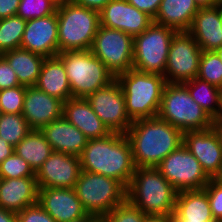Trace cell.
I'll use <instances>...</instances> for the list:
<instances>
[{"label":"cell","instance_id":"46","mask_svg":"<svg viewBox=\"0 0 222 222\" xmlns=\"http://www.w3.org/2000/svg\"><path fill=\"white\" fill-rule=\"evenodd\" d=\"M222 0H194L199 8H209L217 6Z\"/></svg>","mask_w":222,"mask_h":222},{"label":"cell","instance_id":"4","mask_svg":"<svg viewBox=\"0 0 222 222\" xmlns=\"http://www.w3.org/2000/svg\"><path fill=\"white\" fill-rule=\"evenodd\" d=\"M132 121L158 115L166 81L163 75L130 69L116 76Z\"/></svg>","mask_w":222,"mask_h":222},{"label":"cell","instance_id":"14","mask_svg":"<svg viewBox=\"0 0 222 222\" xmlns=\"http://www.w3.org/2000/svg\"><path fill=\"white\" fill-rule=\"evenodd\" d=\"M183 145L200 162L205 173L215 179L222 167V140L217 129L213 126L206 130L184 132Z\"/></svg>","mask_w":222,"mask_h":222},{"label":"cell","instance_id":"20","mask_svg":"<svg viewBox=\"0 0 222 222\" xmlns=\"http://www.w3.org/2000/svg\"><path fill=\"white\" fill-rule=\"evenodd\" d=\"M63 117L76 126L88 140L112 133L93 111L86 98H70L64 102Z\"/></svg>","mask_w":222,"mask_h":222},{"label":"cell","instance_id":"52","mask_svg":"<svg viewBox=\"0 0 222 222\" xmlns=\"http://www.w3.org/2000/svg\"><path fill=\"white\" fill-rule=\"evenodd\" d=\"M214 52L217 54V56L220 58V60L222 61V46L215 49Z\"/></svg>","mask_w":222,"mask_h":222},{"label":"cell","instance_id":"51","mask_svg":"<svg viewBox=\"0 0 222 222\" xmlns=\"http://www.w3.org/2000/svg\"><path fill=\"white\" fill-rule=\"evenodd\" d=\"M53 3H55L57 6L63 5L64 3L70 1V0H51Z\"/></svg>","mask_w":222,"mask_h":222},{"label":"cell","instance_id":"41","mask_svg":"<svg viewBox=\"0 0 222 222\" xmlns=\"http://www.w3.org/2000/svg\"><path fill=\"white\" fill-rule=\"evenodd\" d=\"M20 0H0V19L15 16L18 12Z\"/></svg>","mask_w":222,"mask_h":222},{"label":"cell","instance_id":"9","mask_svg":"<svg viewBox=\"0 0 222 222\" xmlns=\"http://www.w3.org/2000/svg\"><path fill=\"white\" fill-rule=\"evenodd\" d=\"M177 31L152 23L133 38V69L164 75L169 47Z\"/></svg>","mask_w":222,"mask_h":222},{"label":"cell","instance_id":"32","mask_svg":"<svg viewBox=\"0 0 222 222\" xmlns=\"http://www.w3.org/2000/svg\"><path fill=\"white\" fill-rule=\"evenodd\" d=\"M197 78L222 88V61L214 51H202Z\"/></svg>","mask_w":222,"mask_h":222},{"label":"cell","instance_id":"6","mask_svg":"<svg viewBox=\"0 0 222 222\" xmlns=\"http://www.w3.org/2000/svg\"><path fill=\"white\" fill-rule=\"evenodd\" d=\"M157 116L182 133L214 126V120L193 100L182 83H166Z\"/></svg>","mask_w":222,"mask_h":222},{"label":"cell","instance_id":"27","mask_svg":"<svg viewBox=\"0 0 222 222\" xmlns=\"http://www.w3.org/2000/svg\"><path fill=\"white\" fill-rule=\"evenodd\" d=\"M15 71L22 86H34L40 74L44 56L21 48L9 50L2 55Z\"/></svg>","mask_w":222,"mask_h":222},{"label":"cell","instance_id":"19","mask_svg":"<svg viewBox=\"0 0 222 222\" xmlns=\"http://www.w3.org/2000/svg\"><path fill=\"white\" fill-rule=\"evenodd\" d=\"M37 203L56 222H68L88 214L74 188H40Z\"/></svg>","mask_w":222,"mask_h":222},{"label":"cell","instance_id":"23","mask_svg":"<svg viewBox=\"0 0 222 222\" xmlns=\"http://www.w3.org/2000/svg\"><path fill=\"white\" fill-rule=\"evenodd\" d=\"M40 131L55 152L79 156L88 141L86 136L64 117L43 126Z\"/></svg>","mask_w":222,"mask_h":222},{"label":"cell","instance_id":"3","mask_svg":"<svg viewBox=\"0 0 222 222\" xmlns=\"http://www.w3.org/2000/svg\"><path fill=\"white\" fill-rule=\"evenodd\" d=\"M177 193L156 167H137L127 188V200L144 214L172 215Z\"/></svg>","mask_w":222,"mask_h":222},{"label":"cell","instance_id":"10","mask_svg":"<svg viewBox=\"0 0 222 222\" xmlns=\"http://www.w3.org/2000/svg\"><path fill=\"white\" fill-rule=\"evenodd\" d=\"M156 168L178 192L202 190L211 180L183 144L168 154Z\"/></svg>","mask_w":222,"mask_h":222},{"label":"cell","instance_id":"29","mask_svg":"<svg viewBox=\"0 0 222 222\" xmlns=\"http://www.w3.org/2000/svg\"><path fill=\"white\" fill-rule=\"evenodd\" d=\"M182 84L188 89L193 100L199 104L212 119L218 115L219 87L197 77Z\"/></svg>","mask_w":222,"mask_h":222},{"label":"cell","instance_id":"36","mask_svg":"<svg viewBox=\"0 0 222 222\" xmlns=\"http://www.w3.org/2000/svg\"><path fill=\"white\" fill-rule=\"evenodd\" d=\"M144 214L128 200L105 215L108 222H143Z\"/></svg>","mask_w":222,"mask_h":222},{"label":"cell","instance_id":"8","mask_svg":"<svg viewBox=\"0 0 222 222\" xmlns=\"http://www.w3.org/2000/svg\"><path fill=\"white\" fill-rule=\"evenodd\" d=\"M74 189L85 211L93 216H105L127 200V188L122 183L87 171H80Z\"/></svg>","mask_w":222,"mask_h":222},{"label":"cell","instance_id":"31","mask_svg":"<svg viewBox=\"0 0 222 222\" xmlns=\"http://www.w3.org/2000/svg\"><path fill=\"white\" fill-rule=\"evenodd\" d=\"M32 129L22 114L1 113L0 137L15 147Z\"/></svg>","mask_w":222,"mask_h":222},{"label":"cell","instance_id":"49","mask_svg":"<svg viewBox=\"0 0 222 222\" xmlns=\"http://www.w3.org/2000/svg\"><path fill=\"white\" fill-rule=\"evenodd\" d=\"M68 222H89V214H87L84 217H80V218H77V219H74V220H70Z\"/></svg>","mask_w":222,"mask_h":222},{"label":"cell","instance_id":"7","mask_svg":"<svg viewBox=\"0 0 222 222\" xmlns=\"http://www.w3.org/2000/svg\"><path fill=\"white\" fill-rule=\"evenodd\" d=\"M57 56L65 66L73 98H87L116 79L91 50L65 51Z\"/></svg>","mask_w":222,"mask_h":222},{"label":"cell","instance_id":"47","mask_svg":"<svg viewBox=\"0 0 222 222\" xmlns=\"http://www.w3.org/2000/svg\"><path fill=\"white\" fill-rule=\"evenodd\" d=\"M213 120L214 123H222V88H220L219 92V112Z\"/></svg>","mask_w":222,"mask_h":222},{"label":"cell","instance_id":"22","mask_svg":"<svg viewBox=\"0 0 222 222\" xmlns=\"http://www.w3.org/2000/svg\"><path fill=\"white\" fill-rule=\"evenodd\" d=\"M36 177L0 178V208L14 213L37 203Z\"/></svg>","mask_w":222,"mask_h":222},{"label":"cell","instance_id":"21","mask_svg":"<svg viewBox=\"0 0 222 222\" xmlns=\"http://www.w3.org/2000/svg\"><path fill=\"white\" fill-rule=\"evenodd\" d=\"M187 32L194 38L202 51H214L221 47L220 3L214 7L199 8Z\"/></svg>","mask_w":222,"mask_h":222},{"label":"cell","instance_id":"45","mask_svg":"<svg viewBox=\"0 0 222 222\" xmlns=\"http://www.w3.org/2000/svg\"><path fill=\"white\" fill-rule=\"evenodd\" d=\"M0 222H17V213L0 208Z\"/></svg>","mask_w":222,"mask_h":222},{"label":"cell","instance_id":"15","mask_svg":"<svg viewBox=\"0 0 222 222\" xmlns=\"http://www.w3.org/2000/svg\"><path fill=\"white\" fill-rule=\"evenodd\" d=\"M81 171L79 156L53 152L36 171L40 188H75Z\"/></svg>","mask_w":222,"mask_h":222},{"label":"cell","instance_id":"13","mask_svg":"<svg viewBox=\"0 0 222 222\" xmlns=\"http://www.w3.org/2000/svg\"><path fill=\"white\" fill-rule=\"evenodd\" d=\"M86 99L111 132L125 134L128 131L133 121L126 113L125 96L116 79Z\"/></svg>","mask_w":222,"mask_h":222},{"label":"cell","instance_id":"37","mask_svg":"<svg viewBox=\"0 0 222 222\" xmlns=\"http://www.w3.org/2000/svg\"><path fill=\"white\" fill-rule=\"evenodd\" d=\"M203 190L207 193L215 221L222 222V184L211 179Z\"/></svg>","mask_w":222,"mask_h":222},{"label":"cell","instance_id":"42","mask_svg":"<svg viewBox=\"0 0 222 222\" xmlns=\"http://www.w3.org/2000/svg\"><path fill=\"white\" fill-rule=\"evenodd\" d=\"M75 4L100 12L111 0H72Z\"/></svg>","mask_w":222,"mask_h":222},{"label":"cell","instance_id":"12","mask_svg":"<svg viewBox=\"0 0 222 222\" xmlns=\"http://www.w3.org/2000/svg\"><path fill=\"white\" fill-rule=\"evenodd\" d=\"M202 49L187 31L176 32L164 72L166 83H184L197 77Z\"/></svg>","mask_w":222,"mask_h":222},{"label":"cell","instance_id":"38","mask_svg":"<svg viewBox=\"0 0 222 222\" xmlns=\"http://www.w3.org/2000/svg\"><path fill=\"white\" fill-rule=\"evenodd\" d=\"M17 222H56L38 203L17 213Z\"/></svg>","mask_w":222,"mask_h":222},{"label":"cell","instance_id":"53","mask_svg":"<svg viewBox=\"0 0 222 222\" xmlns=\"http://www.w3.org/2000/svg\"><path fill=\"white\" fill-rule=\"evenodd\" d=\"M215 180L222 184V167L220 173L215 177Z\"/></svg>","mask_w":222,"mask_h":222},{"label":"cell","instance_id":"54","mask_svg":"<svg viewBox=\"0 0 222 222\" xmlns=\"http://www.w3.org/2000/svg\"><path fill=\"white\" fill-rule=\"evenodd\" d=\"M172 222H195V221H187L185 219H172Z\"/></svg>","mask_w":222,"mask_h":222},{"label":"cell","instance_id":"43","mask_svg":"<svg viewBox=\"0 0 222 222\" xmlns=\"http://www.w3.org/2000/svg\"><path fill=\"white\" fill-rule=\"evenodd\" d=\"M14 153V147L0 137V164Z\"/></svg>","mask_w":222,"mask_h":222},{"label":"cell","instance_id":"50","mask_svg":"<svg viewBox=\"0 0 222 222\" xmlns=\"http://www.w3.org/2000/svg\"><path fill=\"white\" fill-rule=\"evenodd\" d=\"M214 127L217 129V131L220 134L221 140H222V123H214Z\"/></svg>","mask_w":222,"mask_h":222},{"label":"cell","instance_id":"26","mask_svg":"<svg viewBox=\"0 0 222 222\" xmlns=\"http://www.w3.org/2000/svg\"><path fill=\"white\" fill-rule=\"evenodd\" d=\"M198 10L194 0H162L153 21L177 32L188 31Z\"/></svg>","mask_w":222,"mask_h":222},{"label":"cell","instance_id":"2","mask_svg":"<svg viewBox=\"0 0 222 222\" xmlns=\"http://www.w3.org/2000/svg\"><path fill=\"white\" fill-rule=\"evenodd\" d=\"M135 167H157L183 144V133L158 116L134 120L125 133Z\"/></svg>","mask_w":222,"mask_h":222},{"label":"cell","instance_id":"44","mask_svg":"<svg viewBox=\"0 0 222 222\" xmlns=\"http://www.w3.org/2000/svg\"><path fill=\"white\" fill-rule=\"evenodd\" d=\"M143 222H172L171 215H151L146 214Z\"/></svg>","mask_w":222,"mask_h":222},{"label":"cell","instance_id":"55","mask_svg":"<svg viewBox=\"0 0 222 222\" xmlns=\"http://www.w3.org/2000/svg\"><path fill=\"white\" fill-rule=\"evenodd\" d=\"M220 20L222 25V1L220 2Z\"/></svg>","mask_w":222,"mask_h":222},{"label":"cell","instance_id":"1","mask_svg":"<svg viewBox=\"0 0 222 222\" xmlns=\"http://www.w3.org/2000/svg\"><path fill=\"white\" fill-rule=\"evenodd\" d=\"M79 161L82 171L114 178L126 188L136 169L127 136L117 132L88 140Z\"/></svg>","mask_w":222,"mask_h":222},{"label":"cell","instance_id":"48","mask_svg":"<svg viewBox=\"0 0 222 222\" xmlns=\"http://www.w3.org/2000/svg\"><path fill=\"white\" fill-rule=\"evenodd\" d=\"M89 222H108L105 216H93L89 214Z\"/></svg>","mask_w":222,"mask_h":222},{"label":"cell","instance_id":"11","mask_svg":"<svg viewBox=\"0 0 222 222\" xmlns=\"http://www.w3.org/2000/svg\"><path fill=\"white\" fill-rule=\"evenodd\" d=\"M91 52L117 75L133 68V37L100 25Z\"/></svg>","mask_w":222,"mask_h":222},{"label":"cell","instance_id":"16","mask_svg":"<svg viewBox=\"0 0 222 222\" xmlns=\"http://www.w3.org/2000/svg\"><path fill=\"white\" fill-rule=\"evenodd\" d=\"M20 48L45 58L57 56L59 53L57 13L27 20Z\"/></svg>","mask_w":222,"mask_h":222},{"label":"cell","instance_id":"40","mask_svg":"<svg viewBox=\"0 0 222 222\" xmlns=\"http://www.w3.org/2000/svg\"><path fill=\"white\" fill-rule=\"evenodd\" d=\"M162 0H127L139 11L145 12L153 19L155 18Z\"/></svg>","mask_w":222,"mask_h":222},{"label":"cell","instance_id":"34","mask_svg":"<svg viewBox=\"0 0 222 222\" xmlns=\"http://www.w3.org/2000/svg\"><path fill=\"white\" fill-rule=\"evenodd\" d=\"M36 177L33 168L15 152L0 164V178Z\"/></svg>","mask_w":222,"mask_h":222},{"label":"cell","instance_id":"24","mask_svg":"<svg viewBox=\"0 0 222 222\" xmlns=\"http://www.w3.org/2000/svg\"><path fill=\"white\" fill-rule=\"evenodd\" d=\"M34 86L48 95L59 98L63 102L72 98L66 69L63 61L58 56L44 59Z\"/></svg>","mask_w":222,"mask_h":222},{"label":"cell","instance_id":"17","mask_svg":"<svg viewBox=\"0 0 222 222\" xmlns=\"http://www.w3.org/2000/svg\"><path fill=\"white\" fill-rule=\"evenodd\" d=\"M99 14L100 25L123 31L133 38L154 22L152 17L139 11L127 0H111Z\"/></svg>","mask_w":222,"mask_h":222},{"label":"cell","instance_id":"28","mask_svg":"<svg viewBox=\"0 0 222 222\" xmlns=\"http://www.w3.org/2000/svg\"><path fill=\"white\" fill-rule=\"evenodd\" d=\"M14 152L22 157L36 172L54 151L42 132L32 129L14 147Z\"/></svg>","mask_w":222,"mask_h":222},{"label":"cell","instance_id":"5","mask_svg":"<svg viewBox=\"0 0 222 222\" xmlns=\"http://www.w3.org/2000/svg\"><path fill=\"white\" fill-rule=\"evenodd\" d=\"M59 53L91 50L100 26L99 12L72 0L57 6Z\"/></svg>","mask_w":222,"mask_h":222},{"label":"cell","instance_id":"25","mask_svg":"<svg viewBox=\"0 0 222 222\" xmlns=\"http://www.w3.org/2000/svg\"><path fill=\"white\" fill-rule=\"evenodd\" d=\"M172 219L195 222H216L209 204L207 193L202 190H182L177 193Z\"/></svg>","mask_w":222,"mask_h":222},{"label":"cell","instance_id":"18","mask_svg":"<svg viewBox=\"0 0 222 222\" xmlns=\"http://www.w3.org/2000/svg\"><path fill=\"white\" fill-rule=\"evenodd\" d=\"M64 102L48 95L35 86L26 87L22 116L31 129L40 130L54 120L63 117Z\"/></svg>","mask_w":222,"mask_h":222},{"label":"cell","instance_id":"39","mask_svg":"<svg viewBox=\"0 0 222 222\" xmlns=\"http://www.w3.org/2000/svg\"><path fill=\"white\" fill-rule=\"evenodd\" d=\"M21 86L8 61L0 57V90Z\"/></svg>","mask_w":222,"mask_h":222},{"label":"cell","instance_id":"30","mask_svg":"<svg viewBox=\"0 0 222 222\" xmlns=\"http://www.w3.org/2000/svg\"><path fill=\"white\" fill-rule=\"evenodd\" d=\"M27 20L15 15L0 19V51L20 48Z\"/></svg>","mask_w":222,"mask_h":222},{"label":"cell","instance_id":"33","mask_svg":"<svg viewBox=\"0 0 222 222\" xmlns=\"http://www.w3.org/2000/svg\"><path fill=\"white\" fill-rule=\"evenodd\" d=\"M57 5L51 0H20L17 16L24 20L42 18L54 14Z\"/></svg>","mask_w":222,"mask_h":222},{"label":"cell","instance_id":"35","mask_svg":"<svg viewBox=\"0 0 222 222\" xmlns=\"http://www.w3.org/2000/svg\"><path fill=\"white\" fill-rule=\"evenodd\" d=\"M26 86L0 90L1 113L22 114Z\"/></svg>","mask_w":222,"mask_h":222}]
</instances>
